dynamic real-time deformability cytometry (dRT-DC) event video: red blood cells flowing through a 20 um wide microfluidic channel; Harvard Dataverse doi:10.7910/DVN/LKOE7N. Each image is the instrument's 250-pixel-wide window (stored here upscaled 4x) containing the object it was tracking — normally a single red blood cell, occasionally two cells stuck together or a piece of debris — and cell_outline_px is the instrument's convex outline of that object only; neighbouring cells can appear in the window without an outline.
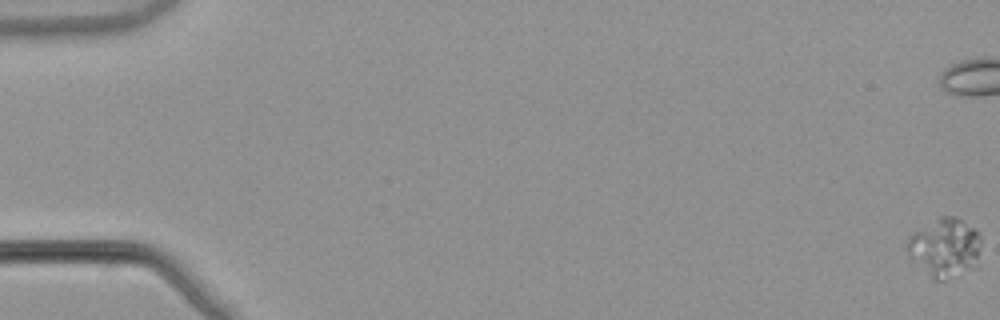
{"species": "common noctule bat (a hibernating species)", "species_latin": "Nyctalus noctula", "temperature_condition": "warm", "stored_images_in_passage": 18, "camera_frame_rate_fps": 3000, "um_per_image_px": 0.085, "animal": {"sex": "male", "body_mass_g": 21.5, "forearm_length_mm": 52.0}, "frame": {"image": 1, "passage_image": 1, "time_ms": 0.0, "image_size_px": [1000, 320], "cell_outline_px": [[980, 240], [976, 256], [968, 264], [944, 280], [936, 280], [908, 256], [904, 248], [908, 236], [940, 216], [956, 216], [972, 228], [980, 236]], "centroid_in_image_um": [80.17, 20.95], "position_along_channel_um": 4.8, "area_um2": 23.76}}